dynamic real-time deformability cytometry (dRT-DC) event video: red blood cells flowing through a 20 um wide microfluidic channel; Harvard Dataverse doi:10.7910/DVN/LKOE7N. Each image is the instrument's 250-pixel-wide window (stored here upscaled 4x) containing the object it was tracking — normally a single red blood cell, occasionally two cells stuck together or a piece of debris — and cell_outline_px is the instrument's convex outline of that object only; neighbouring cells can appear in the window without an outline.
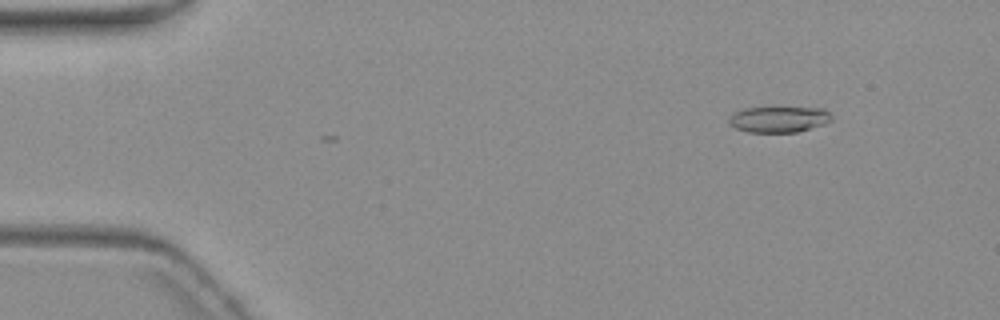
{"species": "common noctule bat (a hibernating species)", "species_latin": "Nyctalus noctula", "temperature_condition": "warm", "stored_images_in_passage": 5, "camera_frame_rate_fps": 3000, "um_per_image_px": 0.085, "animal": {"sex": "female", "body_mass_g": 19.3, "forearm_length_mm": 54.1}, "frame": {"image": 1, "passage_image": 2, "time_ms": 1.0, "image_size_px": [1000, 320], "cell_outline_px": [[832, 120], [824, 124], [796, 132], [748, 132], [736, 128], [728, 124], [728, 116], [732, 112], [744, 108], [824, 108], [832, 116]], "centroid_in_image_um": [66.15, 10.14], "position_along_channel_um": 18.8, "area_um2": 15.55}}
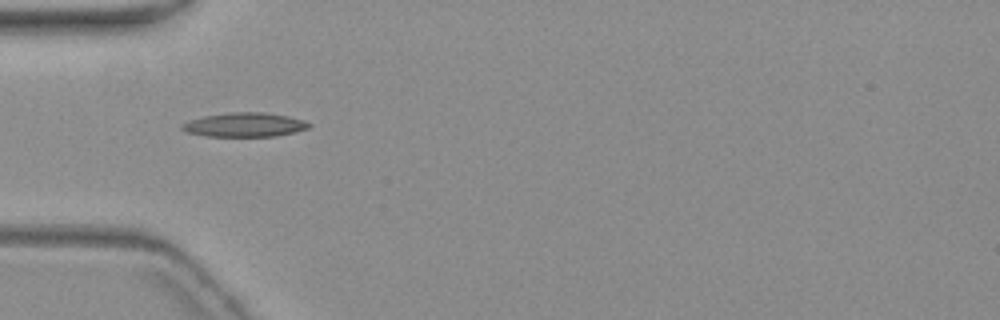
{"frame": {"image": 2, "passage_image": 5, "time_ms": 5.0, "image_size_px": [1000, 320], "cell_outline_px": [[312, 124], [308, 128], [296, 132], [276, 136], [204, 136], [188, 132], [180, 128], [180, 124], [188, 120], [204, 116], [232, 112], [264, 112], [288, 116], [304, 120]], "centroid_in_image_um": [20.79, 10.6], "position_along_channel_um": 64.2, "area_um2": 17.92}}